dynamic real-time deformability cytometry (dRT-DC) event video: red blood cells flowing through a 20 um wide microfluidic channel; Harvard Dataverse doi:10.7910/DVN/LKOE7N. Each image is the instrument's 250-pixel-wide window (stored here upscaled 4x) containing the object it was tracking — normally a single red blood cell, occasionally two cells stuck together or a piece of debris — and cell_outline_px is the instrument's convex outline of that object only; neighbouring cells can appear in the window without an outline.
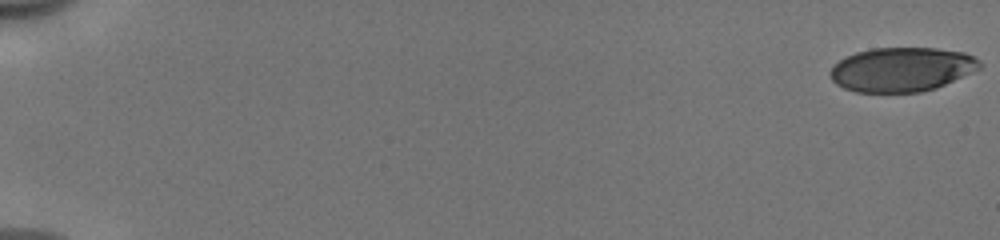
{"species": "human", "species_latin": "Homo sapiens", "temperature_condition": "cold", "stored_images_in_passage": 33, "camera_frame_rate_fps": 3000, "um_per_image_px": 0.085, "donor": {"sex": "male"}, "frame": {"image": 1, "passage_image": 1, "time_ms": 0.0, "image_size_px": [1000, 240], "cell_outline_px": [[984, 64], [980, 68], [972, 72], [936, 88], [920, 92], [856, 92], [844, 88], [836, 84], [832, 80], [828, 72], [840, 60], [856, 52], [872, 48], [936, 48], [964, 52], [980, 60]], "centroid_in_image_um": [76.66, 5.9], "position_along_channel_um": 8.3, "area_um2": 38.49}}
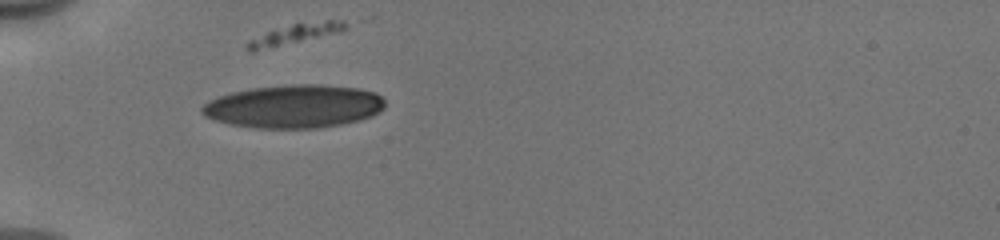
{"frame": {"image": 2, "passage_image": 13, "time_ms": 4.0, "image_size_px": [1000, 240], "cell_outline_px": [[384, 108], [380, 112], [372, 116], [360, 120], [340, 124], [316, 128], [256, 128], [228, 124], [204, 116], [200, 112], [200, 108], [208, 100], [232, 92], [252, 88], [292, 84], [320, 84], [360, 88], [376, 92], [384, 100]], "centroid_in_image_um": [24.99, 9.04], "position_along_channel_um": 60.0, "area_um2": 46.24}}
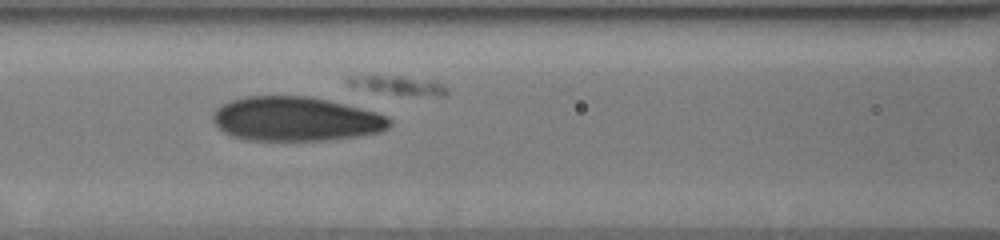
{"frame": {"image": 3, "passage_image": 17, "time_ms": 5.333, "image_size_px": [1000, 240], "cell_outline_px": [[392, 124], [388, 128], [380, 132], [360, 136], [328, 140], [244, 140], [232, 136], [224, 132], [212, 120], [212, 116], [216, 108], [220, 104], [232, 100], [248, 96], [312, 96], [376, 112], [388, 116], [392, 120]], "centroid_in_image_um": [25.15, 10.11], "position_along_channel_um": 141.5, "area_um2": 45.78}, "authors_computed_cell_mechanics": {"area_um2": 43.4078, "velocity_mm_per_s": 4.0051, "shape_relaxation_time_tau1_ms": null, "shape_relaxation_time_tau2_ms": 0.849, "deformation_change_tau1": null, "deformation_change_tau2": 0.0555}}